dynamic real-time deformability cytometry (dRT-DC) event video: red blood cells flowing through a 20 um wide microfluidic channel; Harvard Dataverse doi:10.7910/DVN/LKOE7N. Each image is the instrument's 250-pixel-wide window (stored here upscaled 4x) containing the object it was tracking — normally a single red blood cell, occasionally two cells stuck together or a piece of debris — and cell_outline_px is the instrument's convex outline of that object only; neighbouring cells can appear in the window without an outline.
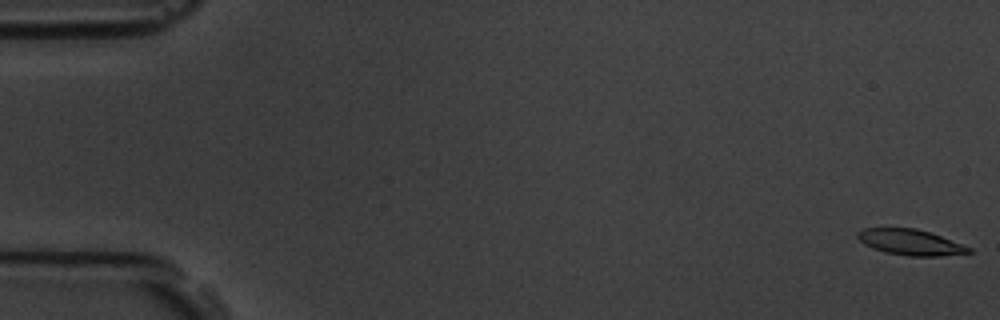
{"species": "common noctule bat (a hibernating species)", "species_latin": "Nyctalus noctula", "temperature_condition": "room temperature", "stored_images_in_passage": 6, "camera_frame_rate_fps": 3000, "um_per_image_px": 0.085, "animal": {"sex": "male", "body_mass_g": 19.5, "forearm_length_mm": 54.6}, "frame": {"image": 1, "passage_image": 1, "time_ms": 0.0, "image_size_px": [1000, 320], "cell_outline_px": [[972, 252], [940, 256], [908, 256], [884, 252], [872, 248], [864, 244], [856, 236], [856, 232], [864, 228], [916, 228], [940, 236], [972, 248]], "centroid_in_image_um": [77.34, 20.59], "position_along_channel_um": 7.7, "area_um2": 16.59}}
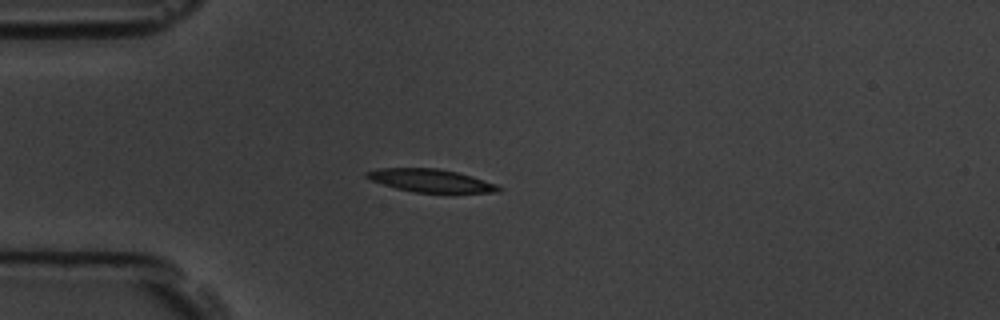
{"frame": {"image": 2, "passage_image": 5, "time_ms": 4.667, "image_size_px": [1000, 320], "cell_outline_px": [[504, 188], [500, 192], [412, 192], [396, 188], [372, 180], [364, 176], [364, 172], [380, 168], [436, 168], [456, 172], [472, 176], [496, 184]], "centroid_in_image_um": [36.61, 15.34], "position_along_channel_um": 48.4, "area_um2": 17.46}}